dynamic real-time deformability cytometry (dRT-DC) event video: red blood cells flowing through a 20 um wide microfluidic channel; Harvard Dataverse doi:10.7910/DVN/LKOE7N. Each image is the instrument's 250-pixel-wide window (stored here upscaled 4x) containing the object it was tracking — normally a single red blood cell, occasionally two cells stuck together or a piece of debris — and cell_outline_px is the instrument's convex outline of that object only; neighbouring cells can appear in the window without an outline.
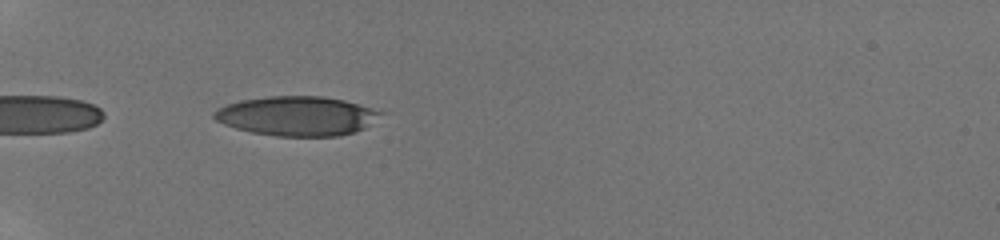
{"species": "human", "species_latin": "Homo sapiens", "temperature_condition": "room temperature", "stored_images_in_passage": 21, "camera_frame_rate_fps": 3000, "um_per_image_px": 0.085, "donor": {"sex": "male"}, "frame": {"image": 1, "passage_image": 2, "time_ms": 0.333, "image_size_px": [1000, 240], "cell_outline_px": [[384, 112], [364, 128], [356, 132], [340, 136], [276, 136], [252, 132], [236, 128], [224, 124], [216, 120], [212, 116], [212, 112], [216, 108], [224, 104], [240, 100], [268, 96], [324, 96], [344, 100], [372, 108]], "centroid_in_image_um": [25.2, 9.85], "position_along_channel_um": 59.8, "area_um2": 38.38}}
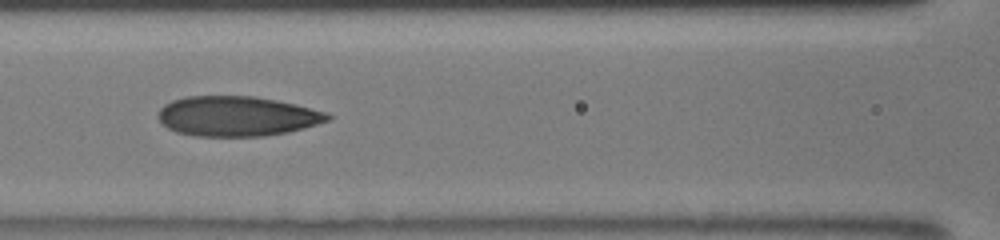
{"frame": {"image": 2, "passage_image": 10, "time_ms": 3.0, "image_size_px": [1000, 240], "cell_outline_px": [[332, 120], [304, 128], [288, 132], [264, 136], [196, 136], [176, 132], [160, 124], [156, 116], [160, 108], [164, 104], [172, 100], [184, 96], [256, 96], [296, 104], [328, 112], [332, 116]], "centroid_in_image_um": [20.14, 9.87], "position_along_channel_um": 146.5, "area_um2": 40.0}}
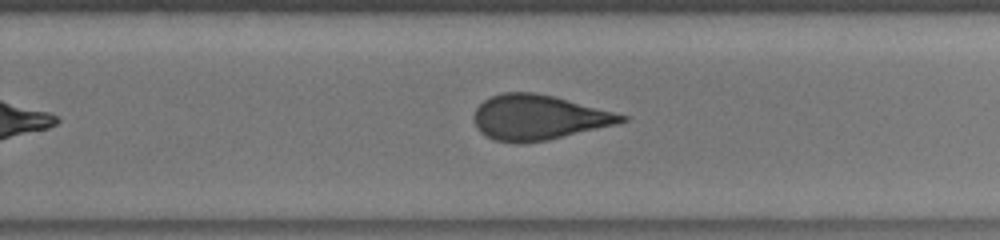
{"frame": {"image": 3, "passage_image": 20, "time_ms": 6.333, "image_size_px": [1000, 240], "cell_outline_px": [[628, 120], [616, 124], [548, 140], [520, 144], [516, 144], [496, 140], [480, 132], [476, 128], [476, 108], [484, 100], [492, 96], [504, 92], [532, 92], [556, 96], [628, 116]], "centroid_in_image_um": [45.78, 9.98], "position_along_channel_um": 284.0, "area_um2": 38.44}}